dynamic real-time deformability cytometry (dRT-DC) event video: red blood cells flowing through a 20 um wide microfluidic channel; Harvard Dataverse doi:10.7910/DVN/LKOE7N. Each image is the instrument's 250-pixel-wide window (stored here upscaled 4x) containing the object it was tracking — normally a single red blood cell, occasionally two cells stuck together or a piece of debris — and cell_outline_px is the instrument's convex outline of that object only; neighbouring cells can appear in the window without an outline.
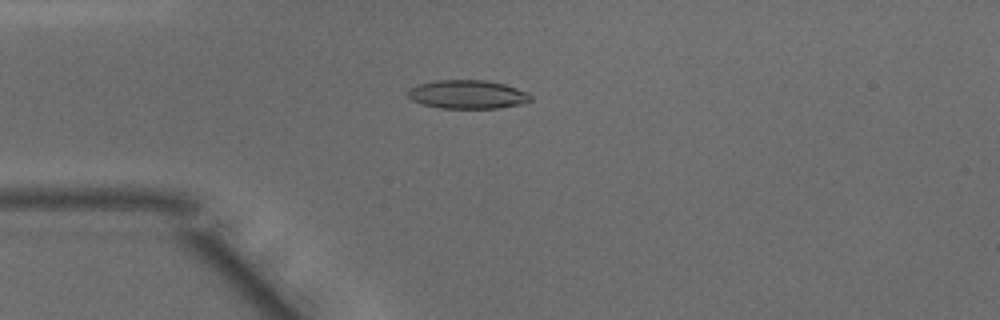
{"species": "common noctule bat (a hibernating species)", "species_latin": "Nyctalus noctula", "temperature_condition": "warm", "stored_images_in_passage": 48, "camera_frame_rate_fps": 3000, "um_per_image_px": 0.085, "animal": {"sex": "male", "body_mass_g": 15.6}, "frame": {"image": 1, "passage_image": 12, "time_ms": 3.667, "image_size_px": [1000, 320], "cell_outline_px": [[532, 100], [524, 104], [500, 108], [440, 108], [424, 104], [412, 100], [408, 96], [408, 88], [420, 84], [436, 80], [484, 80], [504, 84], [528, 92], [532, 96]], "centroid_in_image_um": [39.78, 8.03], "position_along_channel_um": 45.2, "area_um2": 20.52}}
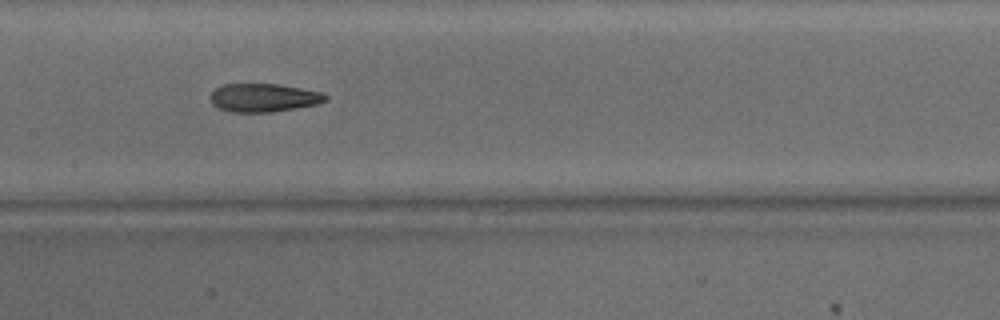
{"frame": {"image": 2, "passage_image": 23, "time_ms": 7.333, "image_size_px": [1000, 320], "cell_outline_px": [[328, 100], [316, 104], [296, 108], [272, 112], [228, 112], [216, 108], [212, 104], [208, 96], [216, 88], [224, 84], [276, 84], [300, 88], [320, 92], [328, 96]], "centroid_in_image_um": [22.35, 8.31], "position_along_channel_um": 185.0, "area_um2": 19.13}}
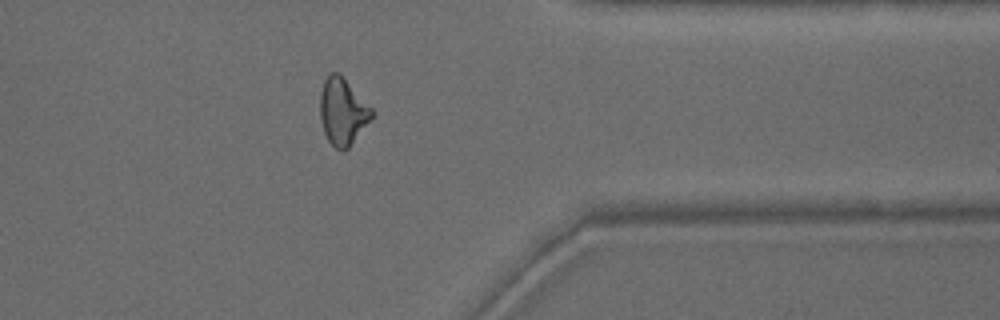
{"frame": {"image": 3, "passage_image": 38, "time_ms": 12.333, "image_size_px": [1000, 320], "cell_outline_px": [[376, 112], [348, 148], [344, 152], [340, 152], [328, 140], [324, 132], [320, 120], [320, 92], [324, 80], [328, 72], [340, 72]], "centroid_in_image_um": [29.12, 9.45], "position_along_channel_um": 382.3, "area_um2": 20.4}, "authors_computed_cell_mechanics": {"area_um2": 20.2011, "velocity_mm_per_s": 4.2023, "shape_relaxation_time_tau1_ms": 10.198, "shape_relaxation_time_tau2_ms": 2.7363, "deformation_change_tau1": 0.2634, "deformation_change_tau2": 0.1235}}